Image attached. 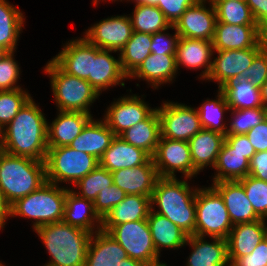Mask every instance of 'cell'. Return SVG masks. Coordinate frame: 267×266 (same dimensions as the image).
Segmentation results:
<instances>
[{"label":"cell","instance_id":"cell-1","mask_svg":"<svg viewBox=\"0 0 267 266\" xmlns=\"http://www.w3.org/2000/svg\"><path fill=\"white\" fill-rule=\"evenodd\" d=\"M2 130L3 151L45 161L48 150V122L32 98Z\"/></svg>","mask_w":267,"mask_h":266},{"label":"cell","instance_id":"cell-2","mask_svg":"<svg viewBox=\"0 0 267 266\" xmlns=\"http://www.w3.org/2000/svg\"><path fill=\"white\" fill-rule=\"evenodd\" d=\"M184 179L159 177L151 197V210L168 218L188 235H195L198 187L191 188L187 183L189 178Z\"/></svg>","mask_w":267,"mask_h":266},{"label":"cell","instance_id":"cell-3","mask_svg":"<svg viewBox=\"0 0 267 266\" xmlns=\"http://www.w3.org/2000/svg\"><path fill=\"white\" fill-rule=\"evenodd\" d=\"M51 256L49 266H85L88 245L93 233L62 222L34 230Z\"/></svg>","mask_w":267,"mask_h":266},{"label":"cell","instance_id":"cell-4","mask_svg":"<svg viewBox=\"0 0 267 266\" xmlns=\"http://www.w3.org/2000/svg\"><path fill=\"white\" fill-rule=\"evenodd\" d=\"M45 182L44 161L0 152V189L10 205Z\"/></svg>","mask_w":267,"mask_h":266},{"label":"cell","instance_id":"cell-5","mask_svg":"<svg viewBox=\"0 0 267 266\" xmlns=\"http://www.w3.org/2000/svg\"><path fill=\"white\" fill-rule=\"evenodd\" d=\"M67 187L46 181L36 191L11 204V217L33 219V230L40 226L62 222Z\"/></svg>","mask_w":267,"mask_h":266},{"label":"cell","instance_id":"cell-6","mask_svg":"<svg viewBox=\"0 0 267 266\" xmlns=\"http://www.w3.org/2000/svg\"><path fill=\"white\" fill-rule=\"evenodd\" d=\"M50 77V85L59 111L91 114L90 106L100 96L92 85L64 72L53 60L43 68Z\"/></svg>","mask_w":267,"mask_h":266},{"label":"cell","instance_id":"cell-7","mask_svg":"<svg viewBox=\"0 0 267 266\" xmlns=\"http://www.w3.org/2000/svg\"><path fill=\"white\" fill-rule=\"evenodd\" d=\"M46 181L72 183L73 186L99 165L93 155L69 146L48 147L45 158Z\"/></svg>","mask_w":267,"mask_h":266},{"label":"cell","instance_id":"cell-8","mask_svg":"<svg viewBox=\"0 0 267 266\" xmlns=\"http://www.w3.org/2000/svg\"><path fill=\"white\" fill-rule=\"evenodd\" d=\"M195 206V235L227 239L234 225L222 196L212 185L198 188Z\"/></svg>","mask_w":267,"mask_h":266},{"label":"cell","instance_id":"cell-9","mask_svg":"<svg viewBox=\"0 0 267 266\" xmlns=\"http://www.w3.org/2000/svg\"><path fill=\"white\" fill-rule=\"evenodd\" d=\"M156 109L160 117V137L188 142L203 129L197 109L187 104L165 101Z\"/></svg>","mask_w":267,"mask_h":266},{"label":"cell","instance_id":"cell-10","mask_svg":"<svg viewBox=\"0 0 267 266\" xmlns=\"http://www.w3.org/2000/svg\"><path fill=\"white\" fill-rule=\"evenodd\" d=\"M108 234L122 246L131 259L148 264L159 260L147 219L114 226Z\"/></svg>","mask_w":267,"mask_h":266},{"label":"cell","instance_id":"cell-11","mask_svg":"<svg viewBox=\"0 0 267 266\" xmlns=\"http://www.w3.org/2000/svg\"><path fill=\"white\" fill-rule=\"evenodd\" d=\"M159 177L175 178L178 171L190 180L194 177V166L188 142L160 137L152 156Z\"/></svg>","mask_w":267,"mask_h":266},{"label":"cell","instance_id":"cell-12","mask_svg":"<svg viewBox=\"0 0 267 266\" xmlns=\"http://www.w3.org/2000/svg\"><path fill=\"white\" fill-rule=\"evenodd\" d=\"M133 27L128 15H117L93 24L84 33V38L100 49L118 52L131 38Z\"/></svg>","mask_w":267,"mask_h":266},{"label":"cell","instance_id":"cell-13","mask_svg":"<svg viewBox=\"0 0 267 266\" xmlns=\"http://www.w3.org/2000/svg\"><path fill=\"white\" fill-rule=\"evenodd\" d=\"M155 110L156 108H151L140 96L125 95L107 107L103 120L113 133L119 136L126 129L147 119Z\"/></svg>","mask_w":267,"mask_h":266},{"label":"cell","instance_id":"cell-14","mask_svg":"<svg viewBox=\"0 0 267 266\" xmlns=\"http://www.w3.org/2000/svg\"><path fill=\"white\" fill-rule=\"evenodd\" d=\"M209 7H206V3ZM216 10L210 0H198L187 8L173 25L179 37L212 41L215 32Z\"/></svg>","mask_w":267,"mask_h":266},{"label":"cell","instance_id":"cell-15","mask_svg":"<svg viewBox=\"0 0 267 266\" xmlns=\"http://www.w3.org/2000/svg\"><path fill=\"white\" fill-rule=\"evenodd\" d=\"M96 46L84 37L69 40L52 60L67 74L85 79L92 85V58Z\"/></svg>","mask_w":267,"mask_h":266},{"label":"cell","instance_id":"cell-16","mask_svg":"<svg viewBox=\"0 0 267 266\" xmlns=\"http://www.w3.org/2000/svg\"><path fill=\"white\" fill-rule=\"evenodd\" d=\"M261 51V48L213 51L218 55L212 60V69L207 80L216 81L218 89H220L230 80L237 79L242 72L249 68Z\"/></svg>","mask_w":267,"mask_h":266},{"label":"cell","instance_id":"cell-17","mask_svg":"<svg viewBox=\"0 0 267 266\" xmlns=\"http://www.w3.org/2000/svg\"><path fill=\"white\" fill-rule=\"evenodd\" d=\"M111 173L113 183L127 195L152 197L155 183L159 178L152 157L140 166L119 169Z\"/></svg>","mask_w":267,"mask_h":266},{"label":"cell","instance_id":"cell-18","mask_svg":"<svg viewBox=\"0 0 267 266\" xmlns=\"http://www.w3.org/2000/svg\"><path fill=\"white\" fill-rule=\"evenodd\" d=\"M213 51L212 41L179 37L176 50L177 69L180 70L181 65L196 70L203 67L200 78L207 81L212 69Z\"/></svg>","mask_w":267,"mask_h":266},{"label":"cell","instance_id":"cell-19","mask_svg":"<svg viewBox=\"0 0 267 266\" xmlns=\"http://www.w3.org/2000/svg\"><path fill=\"white\" fill-rule=\"evenodd\" d=\"M266 220L235 224L227 238L228 257L232 265L239 257L251 254L261 241L267 237Z\"/></svg>","mask_w":267,"mask_h":266},{"label":"cell","instance_id":"cell-20","mask_svg":"<svg viewBox=\"0 0 267 266\" xmlns=\"http://www.w3.org/2000/svg\"><path fill=\"white\" fill-rule=\"evenodd\" d=\"M212 45L214 51L261 48L258 25H231L216 22Z\"/></svg>","mask_w":267,"mask_h":266},{"label":"cell","instance_id":"cell-21","mask_svg":"<svg viewBox=\"0 0 267 266\" xmlns=\"http://www.w3.org/2000/svg\"><path fill=\"white\" fill-rule=\"evenodd\" d=\"M212 186L222 196L233 225L261 219L255 213L239 181H219L212 183Z\"/></svg>","mask_w":267,"mask_h":266},{"label":"cell","instance_id":"cell-22","mask_svg":"<svg viewBox=\"0 0 267 266\" xmlns=\"http://www.w3.org/2000/svg\"><path fill=\"white\" fill-rule=\"evenodd\" d=\"M206 237L189 235L186 245L193 249L190 253L187 266H231L228 257L227 239L211 237L212 242Z\"/></svg>","mask_w":267,"mask_h":266},{"label":"cell","instance_id":"cell-23","mask_svg":"<svg viewBox=\"0 0 267 266\" xmlns=\"http://www.w3.org/2000/svg\"><path fill=\"white\" fill-rule=\"evenodd\" d=\"M63 222L91 233L102 228V219L95 212L93 201L79 196L70 187H67Z\"/></svg>","mask_w":267,"mask_h":266},{"label":"cell","instance_id":"cell-24","mask_svg":"<svg viewBox=\"0 0 267 266\" xmlns=\"http://www.w3.org/2000/svg\"><path fill=\"white\" fill-rule=\"evenodd\" d=\"M110 52L112 50L96 46V57L92 58V87L99 95L116 85L125 87L124 81L128 79L122 71L119 56L116 59Z\"/></svg>","mask_w":267,"mask_h":266},{"label":"cell","instance_id":"cell-25","mask_svg":"<svg viewBox=\"0 0 267 266\" xmlns=\"http://www.w3.org/2000/svg\"><path fill=\"white\" fill-rule=\"evenodd\" d=\"M224 141V134L206 129H202L188 141L194 177L209 165L214 168Z\"/></svg>","mask_w":267,"mask_h":266},{"label":"cell","instance_id":"cell-26","mask_svg":"<svg viewBox=\"0 0 267 266\" xmlns=\"http://www.w3.org/2000/svg\"><path fill=\"white\" fill-rule=\"evenodd\" d=\"M92 118L88 113L58 110L57 117L48 122V147L68 146Z\"/></svg>","mask_w":267,"mask_h":266},{"label":"cell","instance_id":"cell-27","mask_svg":"<svg viewBox=\"0 0 267 266\" xmlns=\"http://www.w3.org/2000/svg\"><path fill=\"white\" fill-rule=\"evenodd\" d=\"M176 54H150L128 77L143 79L155 89L161 84L171 83L177 76Z\"/></svg>","mask_w":267,"mask_h":266},{"label":"cell","instance_id":"cell-28","mask_svg":"<svg viewBox=\"0 0 267 266\" xmlns=\"http://www.w3.org/2000/svg\"><path fill=\"white\" fill-rule=\"evenodd\" d=\"M151 156L143 149L134 147L124 141L120 136H115L111 145L99 159V165L110 172L119 169L134 168L145 164Z\"/></svg>","mask_w":267,"mask_h":266},{"label":"cell","instance_id":"cell-29","mask_svg":"<svg viewBox=\"0 0 267 266\" xmlns=\"http://www.w3.org/2000/svg\"><path fill=\"white\" fill-rule=\"evenodd\" d=\"M115 136L103 119L94 120L92 118L68 146L77 151L91 154L99 160Z\"/></svg>","mask_w":267,"mask_h":266},{"label":"cell","instance_id":"cell-30","mask_svg":"<svg viewBox=\"0 0 267 266\" xmlns=\"http://www.w3.org/2000/svg\"><path fill=\"white\" fill-rule=\"evenodd\" d=\"M151 210V197L126 195L103 219L102 228L109 232L114 226L138 220H146Z\"/></svg>","mask_w":267,"mask_h":266},{"label":"cell","instance_id":"cell-31","mask_svg":"<svg viewBox=\"0 0 267 266\" xmlns=\"http://www.w3.org/2000/svg\"><path fill=\"white\" fill-rule=\"evenodd\" d=\"M128 256L122 246L107 232L93 233L87 250L85 266H119Z\"/></svg>","mask_w":267,"mask_h":266},{"label":"cell","instance_id":"cell-32","mask_svg":"<svg viewBox=\"0 0 267 266\" xmlns=\"http://www.w3.org/2000/svg\"><path fill=\"white\" fill-rule=\"evenodd\" d=\"M147 222L159 256L162 248L178 249L186 245L189 235L165 216L150 210Z\"/></svg>","mask_w":267,"mask_h":266},{"label":"cell","instance_id":"cell-33","mask_svg":"<svg viewBox=\"0 0 267 266\" xmlns=\"http://www.w3.org/2000/svg\"><path fill=\"white\" fill-rule=\"evenodd\" d=\"M249 153L233 150L225 141L218 154L213 183L219 181H238L249 175Z\"/></svg>","mask_w":267,"mask_h":266},{"label":"cell","instance_id":"cell-34","mask_svg":"<svg viewBox=\"0 0 267 266\" xmlns=\"http://www.w3.org/2000/svg\"><path fill=\"white\" fill-rule=\"evenodd\" d=\"M124 141L154 155L161 136L160 117L157 109L145 120L136 123L119 135Z\"/></svg>","mask_w":267,"mask_h":266},{"label":"cell","instance_id":"cell-35","mask_svg":"<svg viewBox=\"0 0 267 266\" xmlns=\"http://www.w3.org/2000/svg\"><path fill=\"white\" fill-rule=\"evenodd\" d=\"M224 93L230 109H252L262 107L260 88L255 87L247 78L238 77L223 85Z\"/></svg>","mask_w":267,"mask_h":266},{"label":"cell","instance_id":"cell-36","mask_svg":"<svg viewBox=\"0 0 267 266\" xmlns=\"http://www.w3.org/2000/svg\"><path fill=\"white\" fill-rule=\"evenodd\" d=\"M7 1L0 0V47L11 53L16 51L25 16L18 7Z\"/></svg>","mask_w":267,"mask_h":266},{"label":"cell","instance_id":"cell-37","mask_svg":"<svg viewBox=\"0 0 267 266\" xmlns=\"http://www.w3.org/2000/svg\"><path fill=\"white\" fill-rule=\"evenodd\" d=\"M152 35L133 31L131 38L119 51L123 73L129 77L151 54Z\"/></svg>","mask_w":267,"mask_h":266},{"label":"cell","instance_id":"cell-38","mask_svg":"<svg viewBox=\"0 0 267 266\" xmlns=\"http://www.w3.org/2000/svg\"><path fill=\"white\" fill-rule=\"evenodd\" d=\"M133 15L129 16L133 31L153 34L172 29L163 12L157 7L148 4H135Z\"/></svg>","mask_w":267,"mask_h":266},{"label":"cell","instance_id":"cell-39","mask_svg":"<svg viewBox=\"0 0 267 266\" xmlns=\"http://www.w3.org/2000/svg\"><path fill=\"white\" fill-rule=\"evenodd\" d=\"M216 99H207L197 109L203 129L227 134L228 123L223 121L225 111H230L224 93L218 89ZM227 125V126H226Z\"/></svg>","mask_w":267,"mask_h":266},{"label":"cell","instance_id":"cell-40","mask_svg":"<svg viewBox=\"0 0 267 266\" xmlns=\"http://www.w3.org/2000/svg\"><path fill=\"white\" fill-rule=\"evenodd\" d=\"M216 10V22L231 25H257L244 0H210Z\"/></svg>","mask_w":267,"mask_h":266},{"label":"cell","instance_id":"cell-41","mask_svg":"<svg viewBox=\"0 0 267 266\" xmlns=\"http://www.w3.org/2000/svg\"><path fill=\"white\" fill-rule=\"evenodd\" d=\"M112 184H114L112 173L98 165L75 184V187L79 189L77 192L75 190V193L94 202L100 191L109 188Z\"/></svg>","mask_w":267,"mask_h":266},{"label":"cell","instance_id":"cell-42","mask_svg":"<svg viewBox=\"0 0 267 266\" xmlns=\"http://www.w3.org/2000/svg\"><path fill=\"white\" fill-rule=\"evenodd\" d=\"M28 91L18 88L0 91V127L3 129L31 99Z\"/></svg>","mask_w":267,"mask_h":266},{"label":"cell","instance_id":"cell-43","mask_svg":"<svg viewBox=\"0 0 267 266\" xmlns=\"http://www.w3.org/2000/svg\"><path fill=\"white\" fill-rule=\"evenodd\" d=\"M231 119L227 126V134H246L261 123L266 117L262 107L252 109H230Z\"/></svg>","mask_w":267,"mask_h":266},{"label":"cell","instance_id":"cell-44","mask_svg":"<svg viewBox=\"0 0 267 266\" xmlns=\"http://www.w3.org/2000/svg\"><path fill=\"white\" fill-rule=\"evenodd\" d=\"M238 181L243 185L246 196L255 213L261 219L267 220V182L250 175Z\"/></svg>","mask_w":267,"mask_h":266},{"label":"cell","instance_id":"cell-45","mask_svg":"<svg viewBox=\"0 0 267 266\" xmlns=\"http://www.w3.org/2000/svg\"><path fill=\"white\" fill-rule=\"evenodd\" d=\"M126 195L122 189L112 184L109 188H105L97 195V198L93 202L95 212L103 219Z\"/></svg>","mask_w":267,"mask_h":266},{"label":"cell","instance_id":"cell-46","mask_svg":"<svg viewBox=\"0 0 267 266\" xmlns=\"http://www.w3.org/2000/svg\"><path fill=\"white\" fill-rule=\"evenodd\" d=\"M14 52L9 53L0 62V91H9L21 88L16 85L20 78V67L15 61Z\"/></svg>","mask_w":267,"mask_h":266},{"label":"cell","instance_id":"cell-47","mask_svg":"<svg viewBox=\"0 0 267 266\" xmlns=\"http://www.w3.org/2000/svg\"><path fill=\"white\" fill-rule=\"evenodd\" d=\"M239 77L247 78L255 87L261 88L267 81V52L261 51Z\"/></svg>","mask_w":267,"mask_h":266},{"label":"cell","instance_id":"cell-48","mask_svg":"<svg viewBox=\"0 0 267 266\" xmlns=\"http://www.w3.org/2000/svg\"><path fill=\"white\" fill-rule=\"evenodd\" d=\"M172 30L175 31L173 35L167 33L166 32L167 30L152 34V43H151L152 54H157V55L176 54L179 34L177 33L173 25H172Z\"/></svg>","mask_w":267,"mask_h":266},{"label":"cell","instance_id":"cell-49","mask_svg":"<svg viewBox=\"0 0 267 266\" xmlns=\"http://www.w3.org/2000/svg\"><path fill=\"white\" fill-rule=\"evenodd\" d=\"M198 0H160L156 5L165 15L171 25L184 14L188 7L193 6Z\"/></svg>","mask_w":267,"mask_h":266},{"label":"cell","instance_id":"cell-50","mask_svg":"<svg viewBox=\"0 0 267 266\" xmlns=\"http://www.w3.org/2000/svg\"><path fill=\"white\" fill-rule=\"evenodd\" d=\"M231 266H267V237L251 254L239 257Z\"/></svg>","mask_w":267,"mask_h":266},{"label":"cell","instance_id":"cell-51","mask_svg":"<svg viewBox=\"0 0 267 266\" xmlns=\"http://www.w3.org/2000/svg\"><path fill=\"white\" fill-rule=\"evenodd\" d=\"M255 152L267 151V118L246 133Z\"/></svg>","mask_w":267,"mask_h":266},{"label":"cell","instance_id":"cell-52","mask_svg":"<svg viewBox=\"0 0 267 266\" xmlns=\"http://www.w3.org/2000/svg\"><path fill=\"white\" fill-rule=\"evenodd\" d=\"M249 175L267 182V151L254 154L250 160Z\"/></svg>","mask_w":267,"mask_h":266},{"label":"cell","instance_id":"cell-53","mask_svg":"<svg viewBox=\"0 0 267 266\" xmlns=\"http://www.w3.org/2000/svg\"><path fill=\"white\" fill-rule=\"evenodd\" d=\"M225 142L233 150L249 153V161L256 153L246 134H226Z\"/></svg>","mask_w":267,"mask_h":266},{"label":"cell","instance_id":"cell-54","mask_svg":"<svg viewBox=\"0 0 267 266\" xmlns=\"http://www.w3.org/2000/svg\"><path fill=\"white\" fill-rule=\"evenodd\" d=\"M246 3L258 26L267 20V0H246Z\"/></svg>","mask_w":267,"mask_h":266},{"label":"cell","instance_id":"cell-55","mask_svg":"<svg viewBox=\"0 0 267 266\" xmlns=\"http://www.w3.org/2000/svg\"><path fill=\"white\" fill-rule=\"evenodd\" d=\"M8 217H11V205L6 201L0 189V230L5 227Z\"/></svg>","mask_w":267,"mask_h":266},{"label":"cell","instance_id":"cell-56","mask_svg":"<svg viewBox=\"0 0 267 266\" xmlns=\"http://www.w3.org/2000/svg\"><path fill=\"white\" fill-rule=\"evenodd\" d=\"M259 45L262 51L267 52V20L258 26Z\"/></svg>","mask_w":267,"mask_h":266},{"label":"cell","instance_id":"cell-57","mask_svg":"<svg viewBox=\"0 0 267 266\" xmlns=\"http://www.w3.org/2000/svg\"><path fill=\"white\" fill-rule=\"evenodd\" d=\"M119 266H149L148 263L131 259L130 257H127L126 259L121 260Z\"/></svg>","mask_w":267,"mask_h":266},{"label":"cell","instance_id":"cell-58","mask_svg":"<svg viewBox=\"0 0 267 266\" xmlns=\"http://www.w3.org/2000/svg\"><path fill=\"white\" fill-rule=\"evenodd\" d=\"M127 1H133L134 3L136 2V4H148L156 6L160 0H127Z\"/></svg>","mask_w":267,"mask_h":266},{"label":"cell","instance_id":"cell-59","mask_svg":"<svg viewBox=\"0 0 267 266\" xmlns=\"http://www.w3.org/2000/svg\"><path fill=\"white\" fill-rule=\"evenodd\" d=\"M260 91H261V98L263 101L265 98H267V81L261 86Z\"/></svg>","mask_w":267,"mask_h":266},{"label":"cell","instance_id":"cell-60","mask_svg":"<svg viewBox=\"0 0 267 266\" xmlns=\"http://www.w3.org/2000/svg\"><path fill=\"white\" fill-rule=\"evenodd\" d=\"M10 52L2 47H0V62L6 58V56L9 54Z\"/></svg>","mask_w":267,"mask_h":266},{"label":"cell","instance_id":"cell-61","mask_svg":"<svg viewBox=\"0 0 267 266\" xmlns=\"http://www.w3.org/2000/svg\"><path fill=\"white\" fill-rule=\"evenodd\" d=\"M149 266H167V264H166V263H162V262H160V259H159V260H156V261H154V262H151V263L149 264Z\"/></svg>","mask_w":267,"mask_h":266},{"label":"cell","instance_id":"cell-62","mask_svg":"<svg viewBox=\"0 0 267 266\" xmlns=\"http://www.w3.org/2000/svg\"><path fill=\"white\" fill-rule=\"evenodd\" d=\"M262 109L264 110L265 117L267 118V98L262 101Z\"/></svg>","mask_w":267,"mask_h":266},{"label":"cell","instance_id":"cell-63","mask_svg":"<svg viewBox=\"0 0 267 266\" xmlns=\"http://www.w3.org/2000/svg\"><path fill=\"white\" fill-rule=\"evenodd\" d=\"M3 151V130L0 127V152Z\"/></svg>","mask_w":267,"mask_h":266},{"label":"cell","instance_id":"cell-64","mask_svg":"<svg viewBox=\"0 0 267 266\" xmlns=\"http://www.w3.org/2000/svg\"><path fill=\"white\" fill-rule=\"evenodd\" d=\"M99 1H101V0H93V4L97 6V4L99 3ZM102 1H106V0H102ZM111 1H119V0H111Z\"/></svg>","mask_w":267,"mask_h":266},{"label":"cell","instance_id":"cell-65","mask_svg":"<svg viewBox=\"0 0 267 266\" xmlns=\"http://www.w3.org/2000/svg\"><path fill=\"white\" fill-rule=\"evenodd\" d=\"M0 266H5V264H2V261H0Z\"/></svg>","mask_w":267,"mask_h":266}]
</instances>
